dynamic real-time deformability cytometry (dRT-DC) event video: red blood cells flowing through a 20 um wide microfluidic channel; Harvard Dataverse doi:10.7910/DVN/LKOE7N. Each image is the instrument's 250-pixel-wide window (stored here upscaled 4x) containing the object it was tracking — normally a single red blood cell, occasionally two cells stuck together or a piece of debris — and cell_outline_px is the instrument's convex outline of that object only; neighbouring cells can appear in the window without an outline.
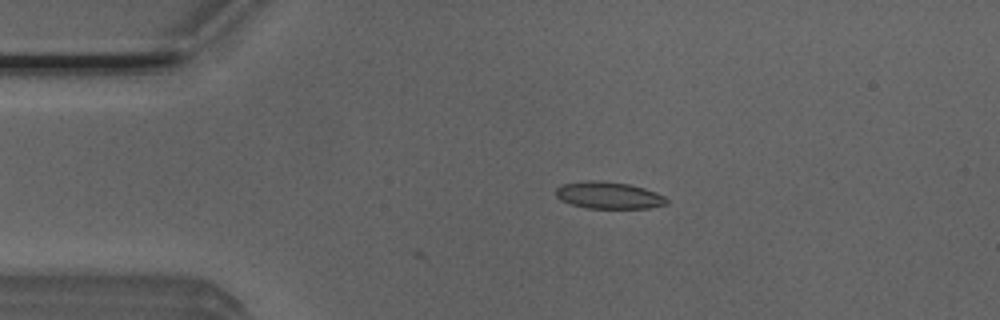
{"species": "Egyptian fruit bat (a non-hibernating species)", "species_latin": "Rousettus aegyptiacus", "temperature_condition": "room temperature", "stored_images_in_passage": 4, "camera_frame_rate_fps": 3000, "um_per_image_px": 0.085, "animal": {"sex": "male"}, "frame": {"image": 1, "passage_image": 3, "time_ms": 0.667, "image_size_px": [1000, 320], "cell_outline_px": [[668, 204], [648, 208], [588, 208], [572, 204], [560, 200], [556, 196], [556, 188], [560, 184], [588, 180], [592, 180], [628, 184], [644, 188], [656, 192], [664, 196], [668, 200]], "centroid_in_image_um": [51.73, 16.6], "position_along_channel_um": 33.3, "area_um2": 17.34}}